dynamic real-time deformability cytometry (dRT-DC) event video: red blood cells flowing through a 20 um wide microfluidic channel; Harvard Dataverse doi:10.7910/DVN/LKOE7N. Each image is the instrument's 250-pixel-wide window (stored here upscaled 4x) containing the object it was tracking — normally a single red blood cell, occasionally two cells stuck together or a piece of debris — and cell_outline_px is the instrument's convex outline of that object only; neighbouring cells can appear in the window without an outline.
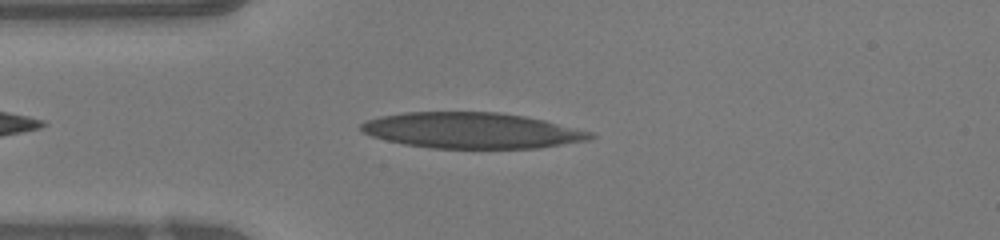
{"species": "human", "species_latin": "Homo sapiens", "temperature_condition": "warm", "stored_images_in_passage": 39, "camera_frame_rate_fps": 3000, "um_per_image_px": 0.085, "donor": {"sex": "female"}, "frame": {"image": 1, "passage_image": 3, "time_ms": 0.667, "image_size_px": [1000, 240], "cell_outline_px": [[596, 136], [588, 140], [540, 148], [432, 148], [404, 144], [372, 136], [364, 132], [360, 128], [360, 124], [368, 120], [380, 116], [404, 112], [500, 112], [524, 116], [544, 120], [592, 132]], "centroid_in_image_um": [40.12, 11.09], "position_along_channel_um": 44.9, "area_um2": 47.69}}
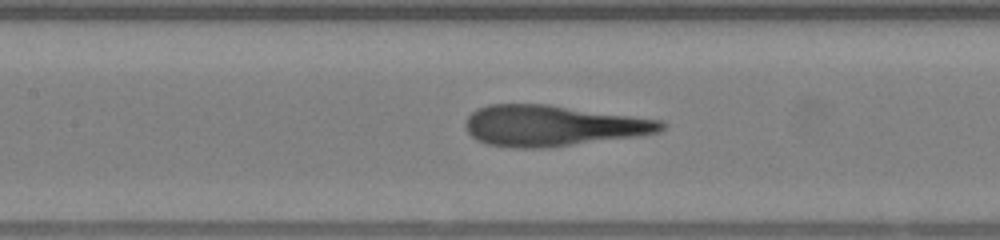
{"frame": {"image": 2, "passage_image": 12, "time_ms": 3.667, "image_size_px": [1000, 240], "cell_outline_px": [[668, 124], [660, 132], [640, 136], [544, 148], [512, 148], [488, 144], [476, 140], [468, 132], [468, 116], [476, 108], [488, 104], [548, 104], [664, 120]], "centroid_in_image_um": [47.04, 10.68], "position_along_channel_um": 160.4, "area_um2": 46.82}}
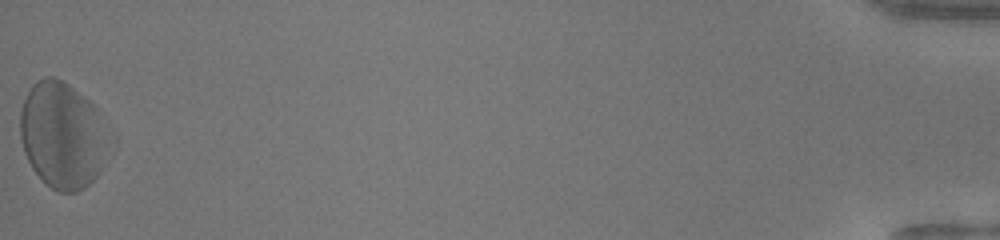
{"frame": {"image": 3, "passage_image": 39, "time_ms": 12.667, "image_size_px": [1000, 240], "cell_outline_px": [[100, 172], [84, 188], [76, 192], [60, 192], [52, 188], [32, 168], [24, 152], [20, 140], [20, 112], [24, 100], [32, 84], [36, 80], [44, 76], [52, 76], [68, 84], [84, 96], [96, 108], [100, 168]], "centroid_in_image_um": [5.11, 11.46], "position_along_channel_um": 430.1, "area_um2": 52.02}, "authors_computed_cell_mechanics": {"area_um2": 47.685, "velocity_mm_per_s": 4.2141, "shape_relaxation_time_tau1_ms": 5.2266, "shape_relaxation_time_tau2_ms": 1.1113, "deformation_change_tau1": 0.2393, "deformation_change_tau2": 0.1236}}